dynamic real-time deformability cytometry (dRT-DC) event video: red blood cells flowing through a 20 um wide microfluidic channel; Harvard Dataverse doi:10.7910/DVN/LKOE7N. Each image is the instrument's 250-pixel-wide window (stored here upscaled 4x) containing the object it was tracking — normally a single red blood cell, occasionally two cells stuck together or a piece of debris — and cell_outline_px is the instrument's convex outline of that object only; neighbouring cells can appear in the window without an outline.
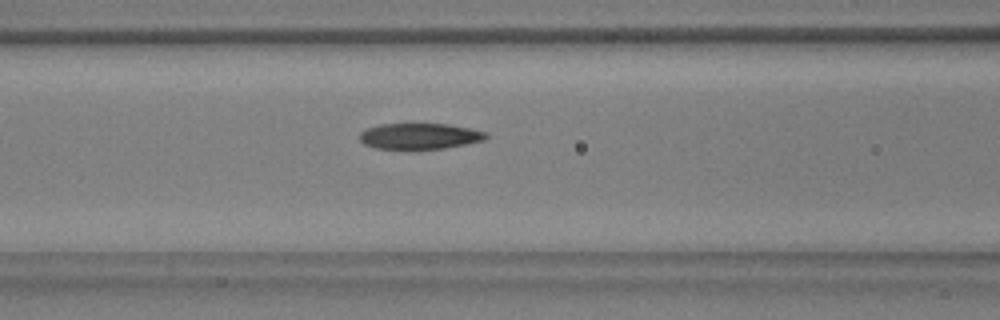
{"species": "common noctule bat (a hibernating species)", "species_latin": "Nyctalus noctula", "temperature_condition": "warm", "stored_images_in_passage": 20, "camera_frame_rate_fps": 3000, "um_per_image_px": 0.085, "animal": {"sex": "male", "body_mass_g": 17.9, "forearm_length_mm": 54.2}, "frame": {"image": 1, "passage_image": 15, "time_ms": 4.667, "image_size_px": [1000, 320], "cell_outline_px": [[488, 136], [484, 140], [444, 148], [416, 152], [376, 148], [364, 144], [360, 140], [360, 132], [368, 128], [380, 124], [448, 124], [488, 132]], "centroid_in_image_um": [35.64, 11.61], "position_along_channel_um": 131.0, "area_um2": 19.71}}